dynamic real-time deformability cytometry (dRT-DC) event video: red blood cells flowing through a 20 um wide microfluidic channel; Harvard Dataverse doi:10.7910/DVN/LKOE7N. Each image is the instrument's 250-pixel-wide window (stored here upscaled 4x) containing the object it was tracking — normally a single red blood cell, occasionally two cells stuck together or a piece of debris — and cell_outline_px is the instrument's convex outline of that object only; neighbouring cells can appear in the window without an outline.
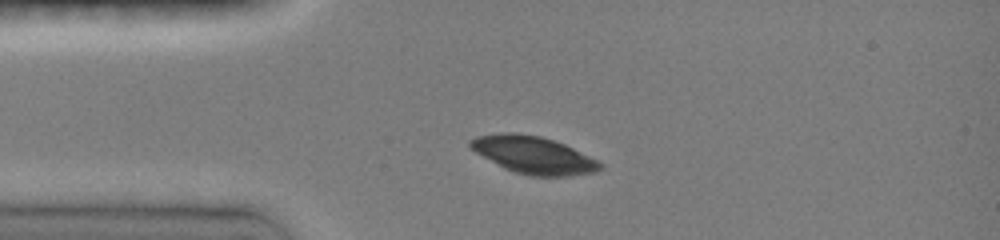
{"species": "common noctule bat (a hibernating species)", "species_latin": "Nyctalus noctula", "temperature_condition": "room temperature", "stored_images_in_passage": 34, "camera_frame_rate_fps": 3000, "um_per_image_px": 0.085, "animal": {"sex": "female", "body_mass_g": 19.0, "forearm_length_mm": 51.5}, "frame": {"image": 1, "passage_image": 6, "time_ms": 2.0, "image_size_px": [1000, 240], "cell_outline_px": [[604, 168], [596, 172], [568, 176], [528, 176], [504, 168], [468, 148], [468, 140], [476, 136], [504, 132], [516, 132], [540, 136], [564, 144], [604, 164]], "centroid_in_image_um": [45.31, 13.17], "position_along_channel_um": 39.7, "area_um2": 28.26}}
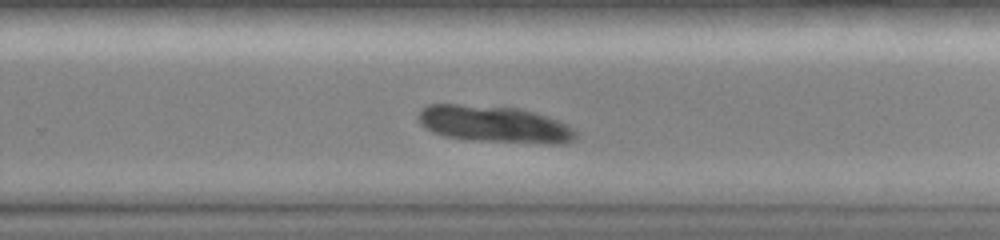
{"frame": {"image": 2, "passage_image": 23, "time_ms": 8.667, "image_size_px": [1000, 240], "cell_outline_px": [[576, 140], [564, 144], [548, 144], [472, 140], [444, 136], [432, 132], [424, 128], [420, 124], [416, 116], [428, 104], [460, 104], [520, 108], [548, 116], [568, 124], [576, 132]], "centroid_in_image_um": [42.04, 10.56], "position_along_channel_um": 287.8, "area_um2": 34.16}}
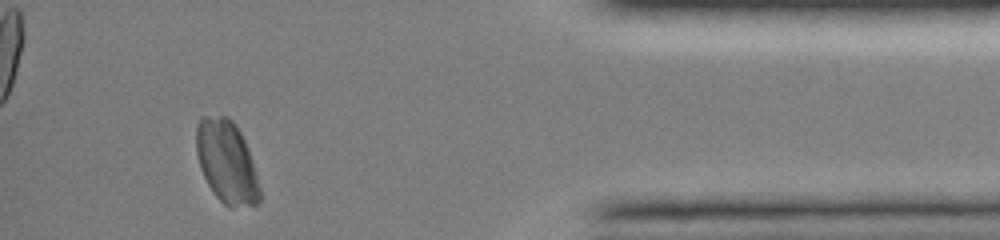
{"frame": {"image": 3, "passage_image": 33, "time_ms": 12.667, "image_size_px": [1000, 240], "cell_outline_px": [[260, 200], [256, 204], [232, 208], [228, 208], [216, 196], [208, 184], [200, 168], [196, 152], [196, 124], [200, 116], [228, 116], [236, 124], [248, 148], [252, 160], [260, 188]], "centroid_in_image_um": [19.25, 13.75], "position_along_channel_um": 416.0, "area_um2": 30.69}}